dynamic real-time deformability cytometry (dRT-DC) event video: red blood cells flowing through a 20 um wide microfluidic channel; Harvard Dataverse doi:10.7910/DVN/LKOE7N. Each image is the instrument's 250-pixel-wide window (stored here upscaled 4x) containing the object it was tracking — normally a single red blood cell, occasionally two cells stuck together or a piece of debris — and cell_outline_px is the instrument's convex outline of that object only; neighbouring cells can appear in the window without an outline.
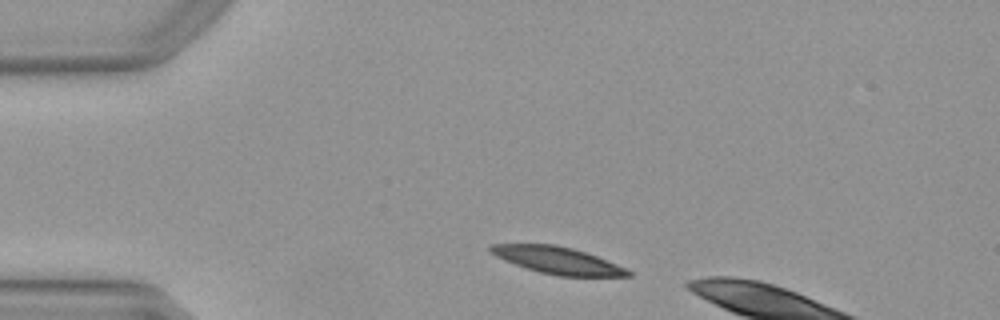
{"species": "Egyptian fruit bat (a non-hibernating species)", "species_latin": "Rousettus aegyptiacus", "temperature_condition": "warm", "stored_images_in_passage": 5, "camera_frame_rate_fps": 3000, "um_per_image_px": 0.085, "animal": {"sex": "female"}, "frame": {"image": 1, "passage_image": 1, "time_ms": 0.0, "image_size_px": [1000, 320], "cell_outline_px": [[632, 276], [556, 276], [540, 272], [504, 260], [488, 252], [488, 244], [556, 244], [572, 248], [596, 256], [616, 264], [632, 272]], "centroid_in_image_um": [47.35, 22.12], "position_along_channel_um": 37.7, "area_um2": 21.44}}